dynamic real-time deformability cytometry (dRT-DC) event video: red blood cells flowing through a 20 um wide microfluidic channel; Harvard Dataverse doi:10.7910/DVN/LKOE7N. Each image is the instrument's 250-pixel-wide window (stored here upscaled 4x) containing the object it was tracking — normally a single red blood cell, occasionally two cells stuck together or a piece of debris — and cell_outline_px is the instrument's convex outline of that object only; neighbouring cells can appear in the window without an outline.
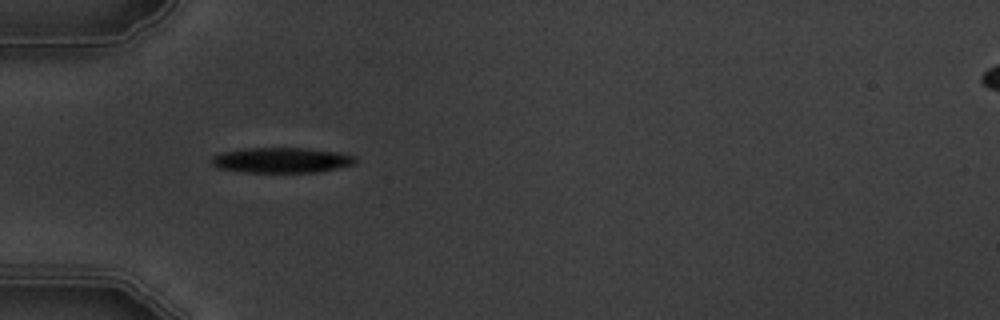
{"species": "common noctule bat (a hibernating species)", "species_latin": "Nyctalus noctula", "temperature_condition": "warm", "stored_images_in_passage": 8, "camera_frame_rate_fps": 3000, "um_per_image_px": 0.085, "animal": {"sex": "male", "body_mass_g": 19.5, "forearm_length_mm": 54.6}, "frame": {"image": 1, "passage_image": 5, "time_ms": 5.333, "image_size_px": [1000, 320], "cell_outline_px": [[356, 164], [340, 168], [320, 172], [244, 172], [216, 168], [212, 164], [212, 156], [220, 152], [248, 148], [308, 148], [340, 152], [356, 156]], "centroid_in_image_um": [23.97, 13.61], "position_along_channel_um": 61.0, "area_um2": 21.5}}